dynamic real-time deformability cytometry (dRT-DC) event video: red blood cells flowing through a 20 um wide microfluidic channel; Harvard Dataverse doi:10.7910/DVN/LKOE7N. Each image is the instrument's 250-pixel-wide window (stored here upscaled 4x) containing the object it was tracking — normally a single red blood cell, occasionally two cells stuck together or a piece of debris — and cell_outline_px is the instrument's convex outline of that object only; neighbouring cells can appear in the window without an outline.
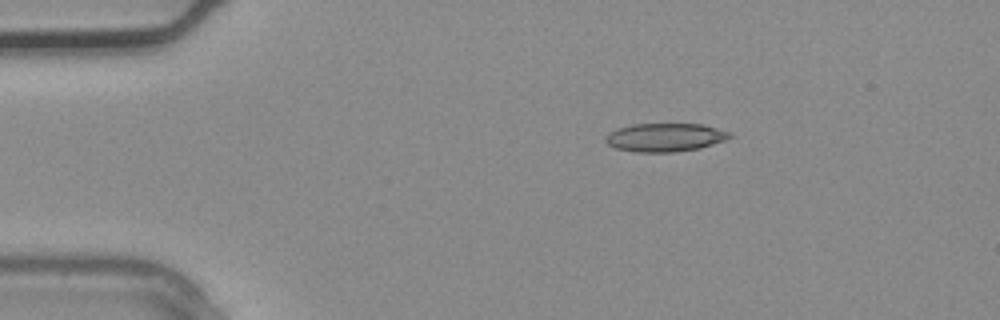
{"species": "common noctule bat (a hibernating species)", "species_latin": "Nyctalus noctula", "temperature_condition": "warm", "stored_images_in_passage": 2, "camera_frame_rate_fps": 3000, "um_per_image_px": 0.085, "animal": {"sex": "male", "body_mass_g": 20.4}, "frame": {"image": 1, "passage_image": 2, "time_ms": 0.333, "image_size_px": [1000, 320], "cell_outline_px": [[732, 136], [724, 140], [700, 148], [676, 152], [636, 152], [616, 148], [608, 144], [604, 140], [604, 136], [608, 132], [616, 128], [632, 124], [704, 124], [732, 132]], "centroid_in_image_um": [56.51, 11.67], "position_along_channel_um": 28.5, "area_um2": 20.75}}